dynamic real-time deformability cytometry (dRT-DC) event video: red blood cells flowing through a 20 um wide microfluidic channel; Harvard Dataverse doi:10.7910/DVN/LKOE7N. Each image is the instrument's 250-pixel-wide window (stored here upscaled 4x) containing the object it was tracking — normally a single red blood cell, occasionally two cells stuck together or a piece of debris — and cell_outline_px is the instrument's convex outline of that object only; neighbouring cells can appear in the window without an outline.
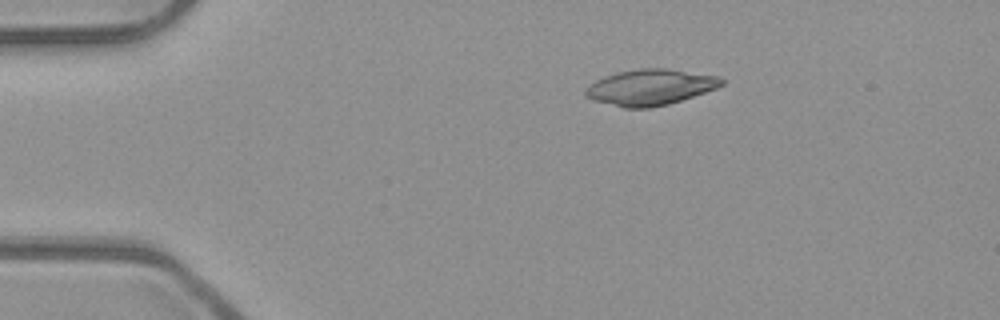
{"species": "common noctule bat (a hibernating species)", "species_latin": "Nyctalus noctula", "temperature_condition": "room temperature", "stored_images_in_passage": 6, "camera_frame_rate_fps": 3000, "um_per_image_px": 0.085, "animal": {"sex": "male", "body_mass_g": 23.1, "forearm_length_mm": 52.7}, "frame": {"image": 1, "passage_image": 1, "time_ms": 0.0, "image_size_px": [1000, 320], "cell_outline_px": [[724, 84], [716, 88], [668, 104], [648, 108], [624, 108], [592, 100], [584, 96], [584, 92], [596, 80], [604, 76], [616, 72], [640, 68], [668, 68], [720, 76], [724, 80]], "centroid_in_image_um": [55.27, 7.4], "position_along_channel_um": 29.7, "area_um2": 28.44}}
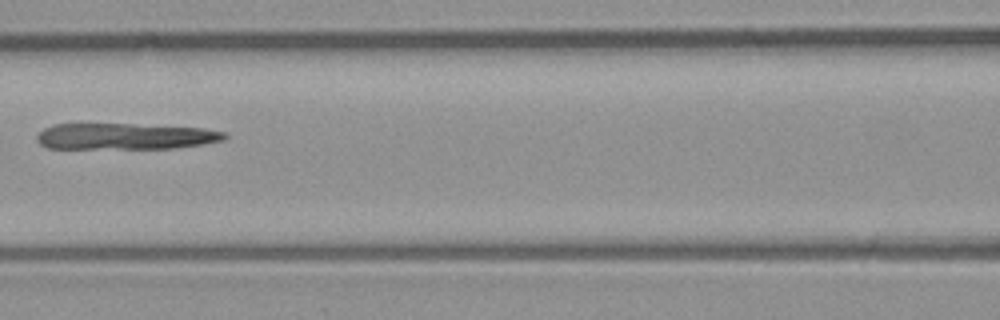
{"frame": {"image": 2, "passage_image": 5, "time_ms": 1.333, "image_size_px": [1000, 320], "cell_outline_px": [[228, 136], [224, 140], [204, 144], [176, 148], [48, 148], [40, 144], [36, 140], [36, 136], [44, 128], [52, 124], [132, 124], [204, 128], [228, 132]], "centroid_in_image_um": [10.68, 11.58], "position_along_channel_um": 155.9, "area_um2": 28.78}}
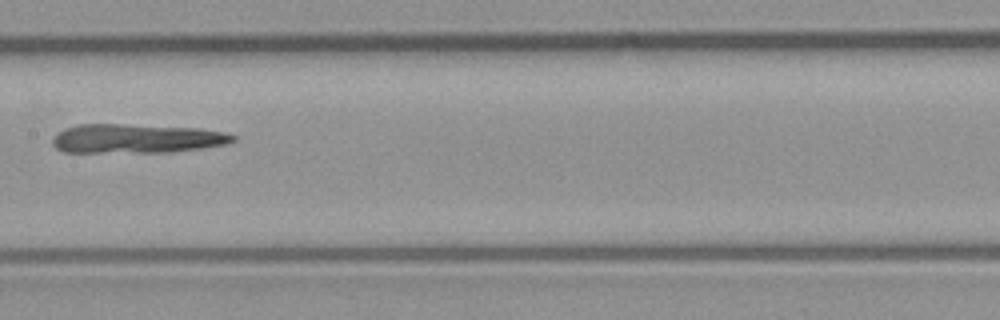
{"frame": {"image": 3, "passage_image": 6, "time_ms": 1.667, "image_size_px": [1000, 320], "cell_outline_px": [[236, 140], [224, 144], [200, 148], [172, 152], [64, 152], [56, 148], [52, 144], [52, 140], [64, 128], [76, 124], [120, 124], [200, 128], [224, 132], [236, 136]], "centroid_in_image_um": [11.59, 11.77], "position_along_channel_um": 195.8, "area_um2": 30.52}}